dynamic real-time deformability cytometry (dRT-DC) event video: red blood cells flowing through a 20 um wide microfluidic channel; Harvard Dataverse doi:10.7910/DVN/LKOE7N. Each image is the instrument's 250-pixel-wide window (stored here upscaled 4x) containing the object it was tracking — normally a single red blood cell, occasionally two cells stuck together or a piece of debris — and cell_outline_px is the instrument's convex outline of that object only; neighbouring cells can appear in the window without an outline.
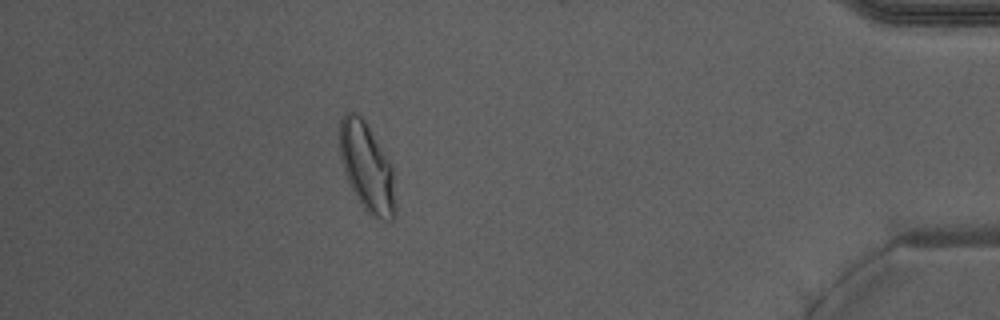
{"species": "Egyptian fruit bat (a non-hibernating species)", "species_latin": "Rousettus aegyptiacus", "temperature_condition": "warm", "stored_images_in_passage": 53, "camera_frame_rate_fps": 3000, "um_per_image_px": 0.085, "animal": {"sex": "male"}, "frame": {"image": 1, "passage_image": 46, "time_ms": 15.0, "image_size_px": [1000, 320], "cell_outline_px": [[396, 216], [392, 220], [384, 220], [372, 216], [360, 204], [344, 172], [340, 156], [340, 120], [348, 112], [352, 112], [360, 116], [364, 120], [388, 160], [392, 168], [396, 208]], "centroid_in_image_um": [31.19, 14.27], "position_along_channel_um": 404.0, "area_um2": 28.21}, "authors_computed_cell_mechanics": {"area_um2": 27.166, "velocity_mm_per_s": 3.9288, "shape_relaxation_time_tau1_ms": 9.1449, "shape_relaxation_time_tau2_ms": 0.7958, "deformation_change_tau1": 0.2084, "deformation_change_tau2": 0.0472}}